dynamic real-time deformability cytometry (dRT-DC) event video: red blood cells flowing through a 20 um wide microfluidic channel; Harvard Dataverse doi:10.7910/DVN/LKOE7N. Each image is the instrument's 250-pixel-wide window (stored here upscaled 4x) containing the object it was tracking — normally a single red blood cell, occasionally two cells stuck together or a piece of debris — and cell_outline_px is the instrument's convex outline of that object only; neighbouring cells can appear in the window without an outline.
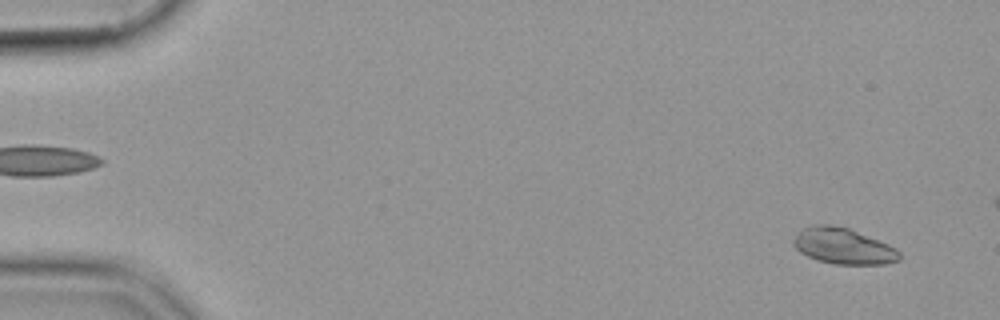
{"species": "common noctule bat (a hibernating species)", "species_latin": "Nyctalus noctula", "temperature_condition": "cold", "stored_images_in_passage": 16, "camera_frame_rate_fps": 3000, "um_per_image_px": 0.085, "animal": {"sex": "female", "body_mass_g": 19.9}, "frame": {"image": 1, "passage_image": 3, "time_ms": 0.667, "image_size_px": [1000, 320], "cell_outline_px": [[900, 260], [884, 264], [832, 264], [816, 260], [800, 252], [792, 244], [792, 240], [796, 232], [812, 224], [832, 224], [848, 228], [888, 244], [896, 248], [900, 252]], "centroid_in_image_um": [71.63, 20.91], "position_along_channel_um": 13.4, "area_um2": 22.37}}